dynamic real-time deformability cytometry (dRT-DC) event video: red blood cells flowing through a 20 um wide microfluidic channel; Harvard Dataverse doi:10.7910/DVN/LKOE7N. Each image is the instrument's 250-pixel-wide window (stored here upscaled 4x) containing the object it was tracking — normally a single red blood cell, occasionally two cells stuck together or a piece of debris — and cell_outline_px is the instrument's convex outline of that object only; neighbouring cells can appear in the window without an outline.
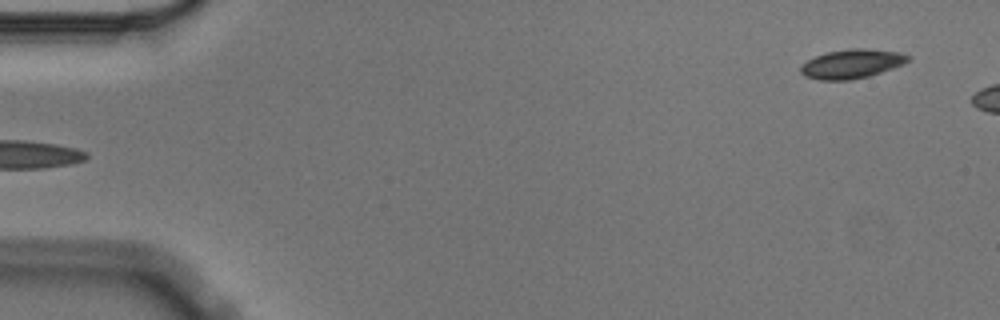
{"species": "Egyptian fruit bat (a non-hibernating species)", "species_latin": "Rousettus aegyptiacus", "temperature_condition": "cold", "stored_images_in_passage": 6, "segment_of_instrument_passage": [2, 2], "camera_frame_rate_fps": 3000, "um_per_image_px": 0.085, "animal": {"sex": "male"}, "frame": {"image": 1, "passage_image": 6, "time_ms": 1.667, "image_size_px": [1000, 320], "cell_outline_px": [[912, 56], [904, 64], [868, 76], [848, 80], [820, 80], [804, 76], [800, 72], [800, 68], [808, 60], [816, 56], [828, 52], [848, 48], [864, 48], [900, 52]], "centroid_in_image_um": [72.41, 5.42], "position_along_channel_um": 12.6, "area_um2": 18.09}}